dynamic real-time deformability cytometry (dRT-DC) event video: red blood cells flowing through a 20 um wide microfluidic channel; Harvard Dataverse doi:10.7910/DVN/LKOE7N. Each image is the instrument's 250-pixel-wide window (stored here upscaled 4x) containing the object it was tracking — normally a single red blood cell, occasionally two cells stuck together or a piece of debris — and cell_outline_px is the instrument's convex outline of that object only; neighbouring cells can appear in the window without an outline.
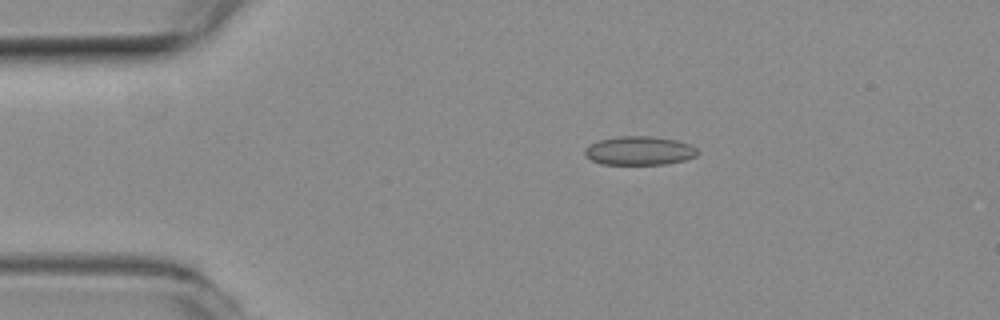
{"species": "common noctule bat (a hibernating species)", "species_latin": "Nyctalus noctula", "temperature_condition": "room temperature", "stored_images_in_passage": 23, "camera_frame_rate_fps": 3000, "um_per_image_px": 0.085, "animal": {"sex": "female", "body_mass_g": 19.3, "forearm_length_mm": 54.1}, "frame": {"image": 1, "passage_image": 5, "time_ms": 1.333, "image_size_px": [1000, 320], "cell_outline_px": [[700, 152], [696, 156], [684, 160], [664, 164], [600, 164], [592, 160], [584, 152], [592, 144], [600, 140], [616, 136], [652, 136], [676, 140], [688, 144], [696, 148]], "centroid_in_image_um": [54.39, 12.81], "position_along_channel_um": 30.6, "area_um2": 18.67}}
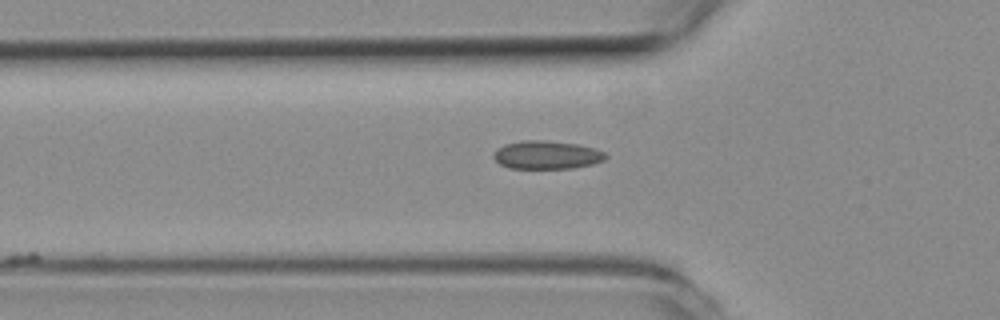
{"frame": {"image": 2, "passage_image": 13, "time_ms": 4.0, "image_size_px": [1000, 320], "cell_outline_px": [[608, 156], [604, 160], [592, 164], [572, 168], [508, 168], [500, 164], [492, 156], [492, 152], [496, 148], [504, 144], [520, 140], [544, 140], [580, 144], [596, 148], [604, 152]], "centroid_in_image_um": [46.45, 13.15], "position_along_channel_um": 79.3, "area_um2": 18.73}}